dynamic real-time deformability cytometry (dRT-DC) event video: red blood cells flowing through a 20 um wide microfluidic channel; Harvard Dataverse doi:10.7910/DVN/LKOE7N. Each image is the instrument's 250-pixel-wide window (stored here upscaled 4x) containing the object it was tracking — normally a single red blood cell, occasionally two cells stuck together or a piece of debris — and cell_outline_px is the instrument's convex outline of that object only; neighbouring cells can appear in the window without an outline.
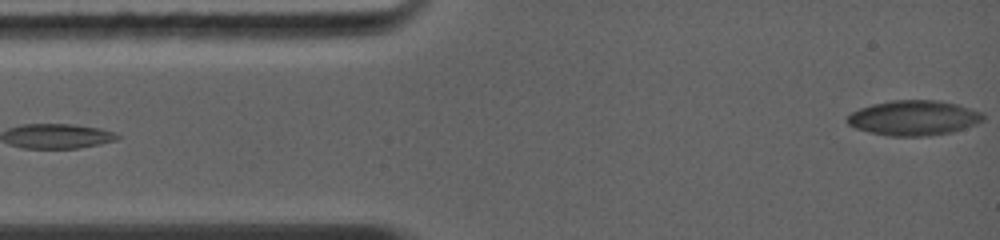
{"species": "common noctule bat (a hibernating species)", "species_latin": "Nyctalus noctula", "temperature_condition": "warm", "stored_images_in_passage": 8, "segment_of_instrument_passage": [2, 2], "camera_frame_rate_fps": 5000, "um_per_image_px": 0.085, "animal": {"sex": "female", "body_mass_g": 19.0, "forearm_length_mm": 56.7}, "frame": {"image": 1, "passage_image": 8, "time_ms": 3.0, "image_size_px": [1000, 240], "cell_outline_px": [[984, 120], [964, 128], [952, 132], [928, 136], [888, 136], [868, 132], [856, 128], [848, 124], [844, 120], [852, 112], [860, 108], [872, 104], [892, 100], [940, 100], [956, 104], [980, 112], [984, 116]], "centroid_in_image_um": [77.63, 10.02], "position_along_channel_um": 7.4, "area_um2": 27.69}}